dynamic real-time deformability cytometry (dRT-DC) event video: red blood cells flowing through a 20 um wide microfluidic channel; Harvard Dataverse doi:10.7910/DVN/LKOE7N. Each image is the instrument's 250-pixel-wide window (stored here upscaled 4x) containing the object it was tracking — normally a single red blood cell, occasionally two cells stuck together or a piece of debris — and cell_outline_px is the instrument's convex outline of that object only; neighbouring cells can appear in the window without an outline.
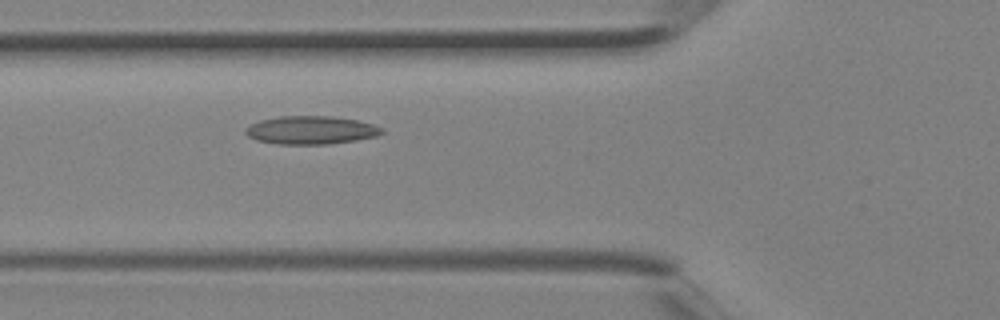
{"species": "Egyptian fruit bat (a non-hibernating species)", "species_latin": "Rousettus aegyptiacus", "temperature_condition": "room temperature", "stored_images_in_passage": 4, "camera_frame_rate_fps": 3000, "um_per_image_px": 0.085, "animal": {"sex": "female"}, "frame": {"image": 1, "passage_image": 4, "time_ms": 1.0, "image_size_px": [1000, 320], "cell_outline_px": [[384, 132], [376, 136], [356, 140], [328, 144], [280, 144], [256, 140], [248, 136], [244, 132], [244, 128], [260, 120], [280, 116], [332, 116], [360, 120], [384, 128]], "centroid_in_image_um": [26.45, 11.05], "position_along_channel_um": 99.4, "area_um2": 22.48}}